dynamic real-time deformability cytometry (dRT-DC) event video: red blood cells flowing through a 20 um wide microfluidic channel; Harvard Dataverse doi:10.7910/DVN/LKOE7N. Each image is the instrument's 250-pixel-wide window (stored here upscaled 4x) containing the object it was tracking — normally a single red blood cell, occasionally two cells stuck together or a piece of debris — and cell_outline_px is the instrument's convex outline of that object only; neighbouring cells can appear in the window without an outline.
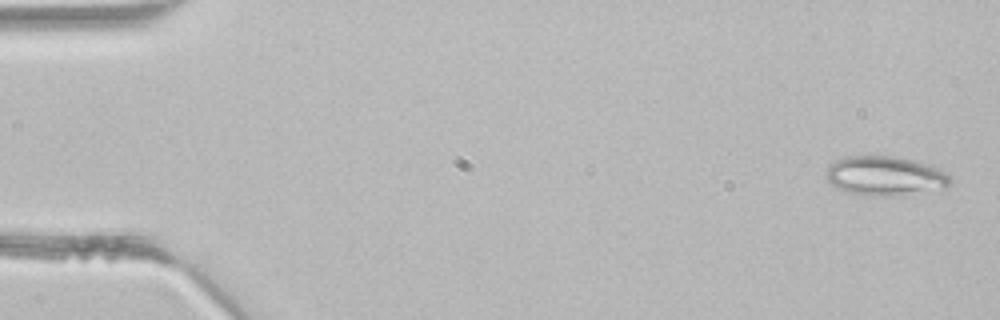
{"species": "common noctule bat (a hibernating species)", "species_latin": "Nyctalus noctula", "temperature_condition": "room temperature", "stored_images_in_passage": 5, "camera_frame_rate_fps": 3000, "um_per_image_px": 0.085, "animal": {"sex": "male", "body_mass_g": 21.5, "forearm_length_mm": 52.0}, "frame": {"image": 1, "passage_image": 1, "time_ms": 0.0, "image_size_px": [1000, 320], "cell_outline_px": [[952, 184], [948, 188], [892, 196], [872, 196], [848, 192], [832, 184], [828, 180], [828, 168], [836, 160], [844, 156], [892, 156], [932, 164], [948, 172], [952, 180]], "centroid_in_image_um": [75.34, 14.95], "position_along_channel_um": 9.7, "area_um2": 28.55}}